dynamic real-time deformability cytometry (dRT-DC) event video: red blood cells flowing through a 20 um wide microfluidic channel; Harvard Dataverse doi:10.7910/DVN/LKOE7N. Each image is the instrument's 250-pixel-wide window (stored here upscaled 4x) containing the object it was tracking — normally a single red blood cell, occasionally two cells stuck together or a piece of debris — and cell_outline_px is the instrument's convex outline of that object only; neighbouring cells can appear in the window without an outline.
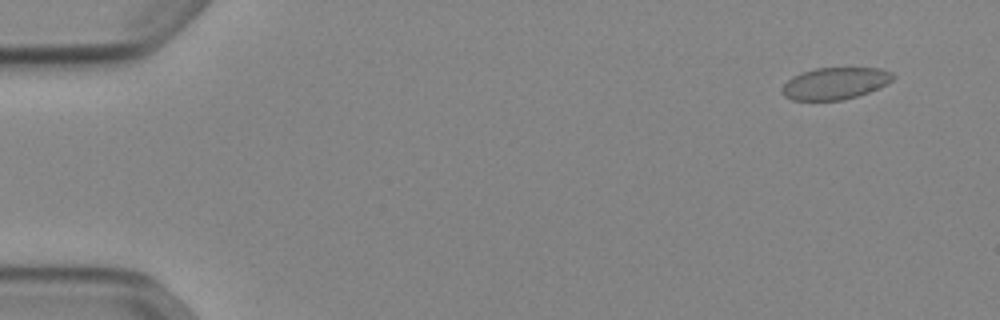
{"species": "Egyptian fruit bat (a non-hibernating species)", "species_latin": "Rousettus aegyptiacus", "temperature_condition": "cold", "stored_images_in_passage": 53, "camera_frame_rate_fps": 3000, "um_per_image_px": 0.085, "animal": {"sex": "female"}, "frame": {"image": 1, "passage_image": 4, "time_ms": 1.0, "image_size_px": [1000, 320], "cell_outline_px": [[896, 76], [888, 84], [880, 88], [856, 96], [840, 100], [792, 100], [784, 96], [780, 92], [780, 88], [792, 76], [800, 72], [816, 68], [880, 68], [892, 72]], "centroid_in_image_um": [70.97, 7.08], "position_along_channel_um": 14.0, "area_um2": 20.81}}
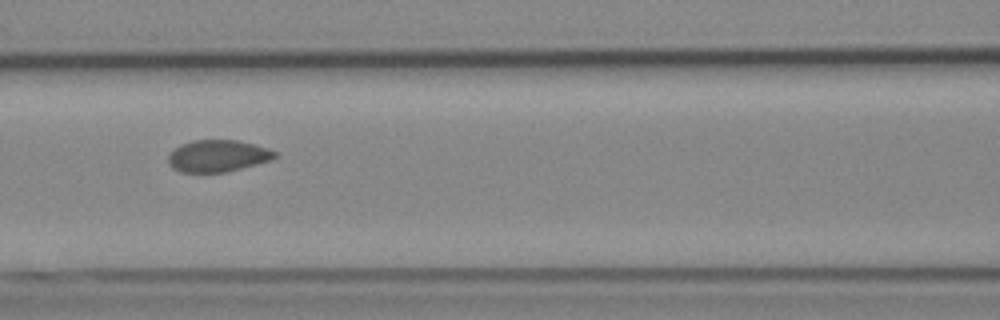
{"frame": {"image": 2, "passage_image": 24, "time_ms": 7.667, "image_size_px": [1000, 320], "cell_outline_px": [[276, 156], [272, 160], [224, 172], [180, 172], [172, 168], [168, 164], [168, 156], [180, 144], [192, 140], [236, 140], [268, 148], [276, 152]], "centroid_in_image_um": [18.48, 13.25], "position_along_channel_um": 148.1, "area_um2": 19.65}}
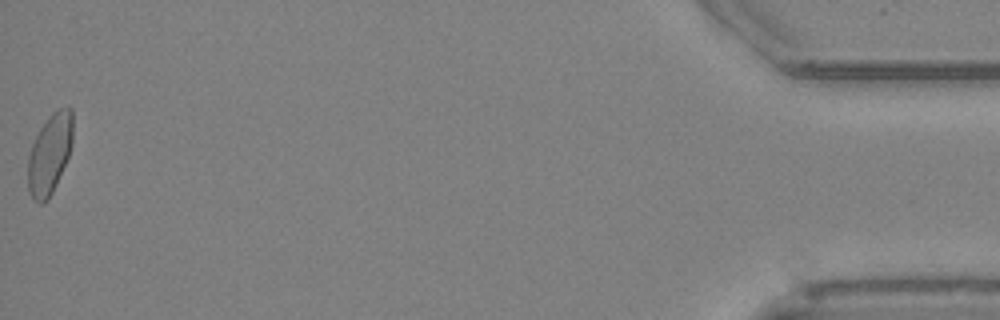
{"frame": {"image": 3, "passage_image": 53, "time_ms": 17.333, "image_size_px": [1000, 320], "cell_outline_px": [[72, 144], [68, 156], [56, 184], [48, 200], [40, 204], [28, 192], [28, 156], [32, 144], [40, 128], [48, 116], [52, 112], [68, 104], [72, 108]], "centroid_in_image_um": [4.23, 13.04], "position_along_channel_um": 431.0, "area_um2": 20.92}}